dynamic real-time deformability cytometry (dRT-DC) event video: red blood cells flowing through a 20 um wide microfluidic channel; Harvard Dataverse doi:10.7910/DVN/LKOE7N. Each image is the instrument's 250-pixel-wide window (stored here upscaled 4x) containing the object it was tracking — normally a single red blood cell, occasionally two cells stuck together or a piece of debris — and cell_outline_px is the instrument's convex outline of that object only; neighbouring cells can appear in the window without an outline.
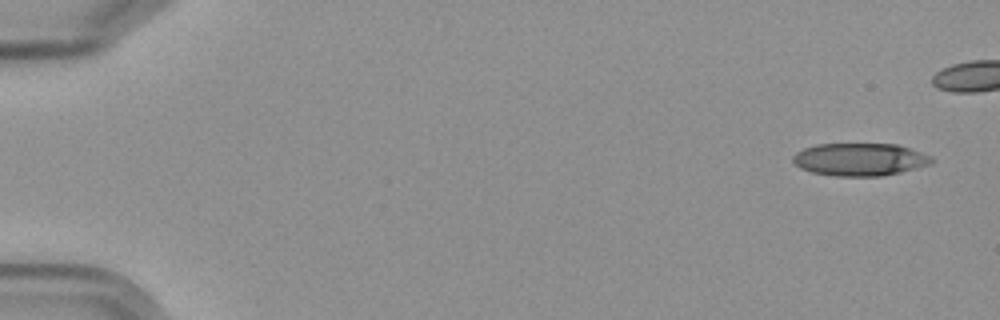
{"species": "Egyptian fruit bat (a non-hibernating species)", "species_latin": "Rousettus aegyptiacus", "temperature_condition": "cold", "stored_images_in_passage": 6, "camera_frame_rate_fps": 3000, "um_per_image_px": 0.085, "frame": {"image": 1, "passage_image": 1, "time_ms": 0.0, "image_size_px": [1000, 320], "cell_outline_px": [[932, 160], [928, 164], [916, 168], [900, 172], [880, 176], [836, 176], [812, 172], [800, 168], [792, 160], [792, 156], [796, 152], [804, 148], [816, 144], [896, 144], [932, 156]], "centroid_in_image_um": [73.04, 13.55], "position_along_channel_um": 12.0, "area_um2": 26.18}}